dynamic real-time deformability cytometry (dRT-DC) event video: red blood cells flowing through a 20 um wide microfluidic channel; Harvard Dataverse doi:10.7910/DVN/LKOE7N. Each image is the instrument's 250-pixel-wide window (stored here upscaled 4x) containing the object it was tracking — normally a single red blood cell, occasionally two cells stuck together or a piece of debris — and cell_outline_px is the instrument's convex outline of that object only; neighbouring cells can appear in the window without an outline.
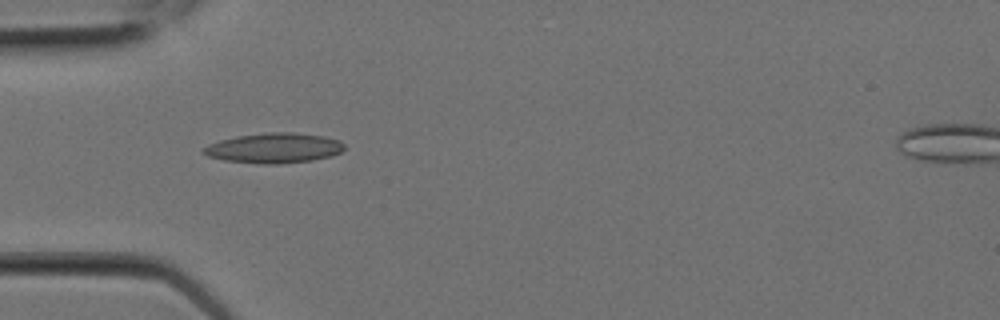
{"species": "Egyptian fruit bat (a non-hibernating species)", "species_latin": "Rousettus aegyptiacus", "temperature_condition": "room temperature", "stored_images_in_passage": 7, "camera_frame_rate_fps": 3000, "um_per_image_px": 0.085, "animal": {"sex": "female"}, "frame": {"image": 1, "passage_image": 6, "time_ms": 1.667, "image_size_px": [1000, 320], "cell_outline_px": [[344, 148], [340, 152], [332, 156], [312, 160], [276, 164], [264, 164], [224, 160], [208, 156], [200, 152], [208, 144], [220, 140], [236, 136], [268, 132], [292, 132], [324, 136], [340, 140], [344, 144]], "centroid_in_image_um": [23.29, 12.58], "position_along_channel_um": 61.7, "area_um2": 24.68}}
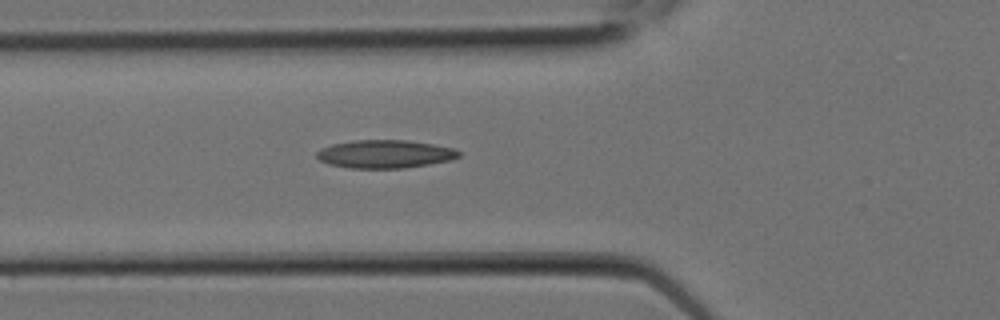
{"frame": {"image": 2, "passage_image": 7, "time_ms": 2.0, "image_size_px": [1000, 320], "cell_outline_px": [[460, 156], [452, 160], [404, 168], [348, 168], [328, 164], [320, 160], [316, 156], [316, 152], [320, 148], [332, 144], [356, 140], [404, 140], [432, 144], [456, 148], [460, 152]], "centroid_in_image_um": [32.72, 13.09], "position_along_channel_um": 93.1, "area_um2": 23.35}}